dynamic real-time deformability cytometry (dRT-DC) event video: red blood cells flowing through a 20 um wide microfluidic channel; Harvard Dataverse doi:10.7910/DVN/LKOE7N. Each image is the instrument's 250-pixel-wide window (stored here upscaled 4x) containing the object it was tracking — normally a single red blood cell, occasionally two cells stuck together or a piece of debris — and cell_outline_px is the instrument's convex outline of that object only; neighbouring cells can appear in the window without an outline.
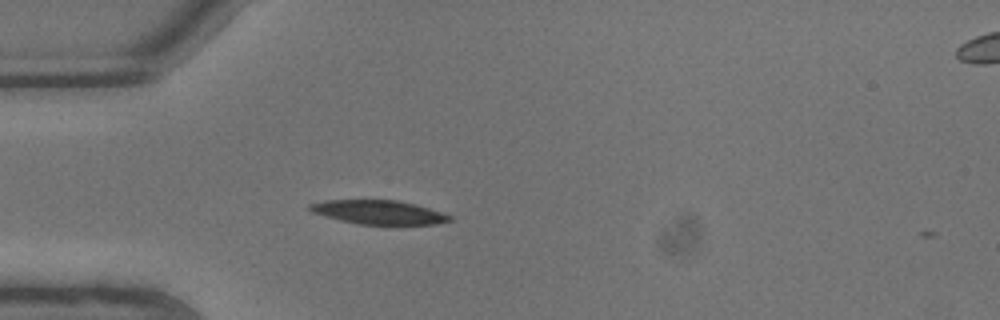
{"species": "common noctule bat (a hibernating species)", "species_latin": "Nyctalus noctula", "temperature_condition": "warm", "stored_images_in_passage": 4, "camera_frame_rate_fps": 3000, "um_per_image_px": 0.085, "animal": {"sex": "male", "body_mass_g": 13.3}, "frame": {"image": 1, "passage_image": 3, "time_ms": 0.667, "image_size_px": [1000, 320], "cell_outline_px": [[452, 220], [436, 224], [360, 224], [340, 220], [324, 216], [312, 212], [308, 208], [308, 204], [324, 200], [396, 200], [416, 204], [452, 216]], "centroid_in_image_um": [32.16, 18.03], "position_along_channel_um": 52.8, "area_um2": 19.36}}